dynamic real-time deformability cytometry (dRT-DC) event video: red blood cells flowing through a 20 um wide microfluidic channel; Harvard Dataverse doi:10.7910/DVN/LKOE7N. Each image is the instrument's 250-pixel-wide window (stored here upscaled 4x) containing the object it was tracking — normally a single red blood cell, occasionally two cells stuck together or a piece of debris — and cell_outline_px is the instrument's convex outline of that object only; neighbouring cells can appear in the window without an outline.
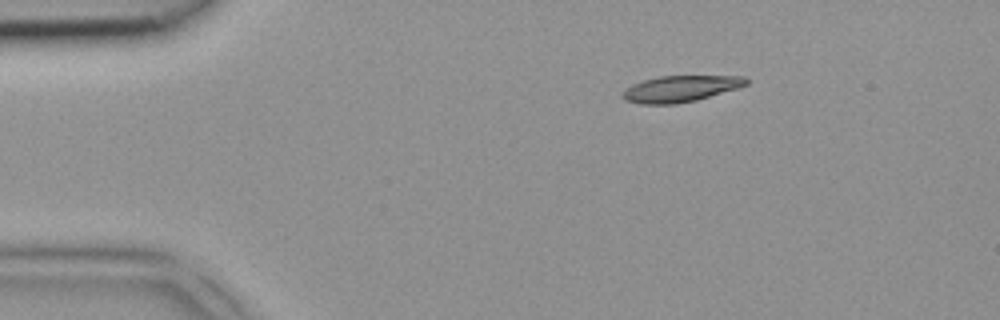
{"species": "common noctule bat (a hibernating species)", "species_latin": "Nyctalus noctula", "temperature_condition": "room temperature", "stored_images_in_passage": 2, "camera_frame_rate_fps": 3000, "um_per_image_px": 0.085, "animal": {"sex": "female", "body_mass_g": 18.4}, "frame": {"image": 1, "passage_image": 1, "time_ms": 0.0, "image_size_px": [1000, 320], "cell_outline_px": [[748, 84], [736, 88], [696, 100], [676, 104], [640, 104], [624, 100], [620, 96], [624, 88], [632, 84], [644, 80], [660, 76], [744, 76], [748, 80]], "centroid_in_image_um": [57.77, 7.55], "position_along_channel_um": 27.2, "area_um2": 18.9}}